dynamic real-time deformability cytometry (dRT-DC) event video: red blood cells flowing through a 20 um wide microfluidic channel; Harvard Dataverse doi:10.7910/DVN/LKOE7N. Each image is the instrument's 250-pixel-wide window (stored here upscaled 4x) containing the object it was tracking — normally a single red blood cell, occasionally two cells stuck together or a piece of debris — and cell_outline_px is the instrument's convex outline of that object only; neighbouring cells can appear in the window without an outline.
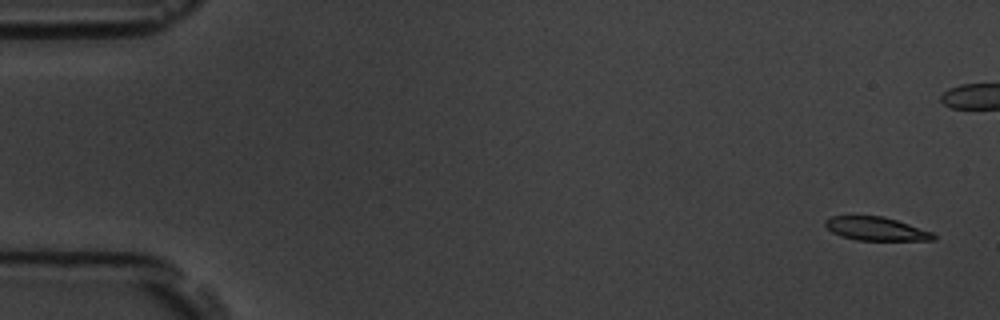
{"species": "common noctule bat (a hibernating species)", "species_latin": "Nyctalus noctula", "temperature_condition": "room temperature", "stored_images_in_passage": 12, "camera_frame_rate_fps": 3000, "um_per_image_px": 0.085, "animal": {"sex": "male", "body_mass_g": 19.5, "forearm_length_mm": 54.6}, "frame": {"image": 1, "passage_image": 1, "time_ms": 0.0, "image_size_px": [1000, 320], "cell_outline_px": [[936, 240], [856, 240], [840, 236], [832, 232], [824, 224], [824, 220], [832, 216], [884, 216], [932, 232], [936, 236]], "centroid_in_image_um": [74.44, 19.45], "position_along_channel_um": 10.6, "area_um2": 14.74}}